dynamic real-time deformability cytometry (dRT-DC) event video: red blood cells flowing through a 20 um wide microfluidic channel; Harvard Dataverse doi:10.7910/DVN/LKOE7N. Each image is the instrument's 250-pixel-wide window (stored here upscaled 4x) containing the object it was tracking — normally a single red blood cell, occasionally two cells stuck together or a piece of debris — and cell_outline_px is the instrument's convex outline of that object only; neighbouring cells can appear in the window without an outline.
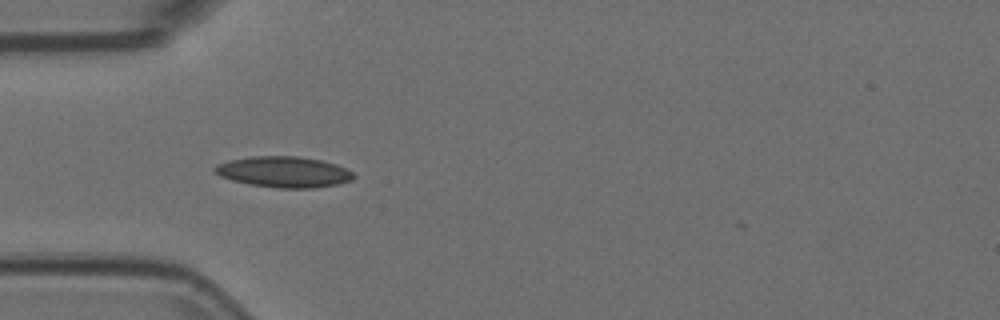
{"species": "Egyptian fruit bat (a non-hibernating species)", "species_latin": "Rousettus aegyptiacus", "temperature_condition": "room temperature", "stored_images_in_passage": 39, "camera_frame_rate_fps": 3000, "um_per_image_px": 0.085, "animal": {"sex": "female"}, "frame": {"image": 1, "passage_image": 1, "time_ms": 0.0, "image_size_px": [1000, 320], "cell_outline_px": [[356, 176], [352, 180], [336, 184], [316, 188], [276, 188], [248, 184], [232, 180], [220, 176], [212, 172], [212, 168], [216, 164], [228, 160], [252, 156], [296, 156], [320, 160], [336, 164], [352, 172]], "centroid_in_image_um": [24.07, 14.61], "position_along_channel_um": 60.9, "area_um2": 25.14}}
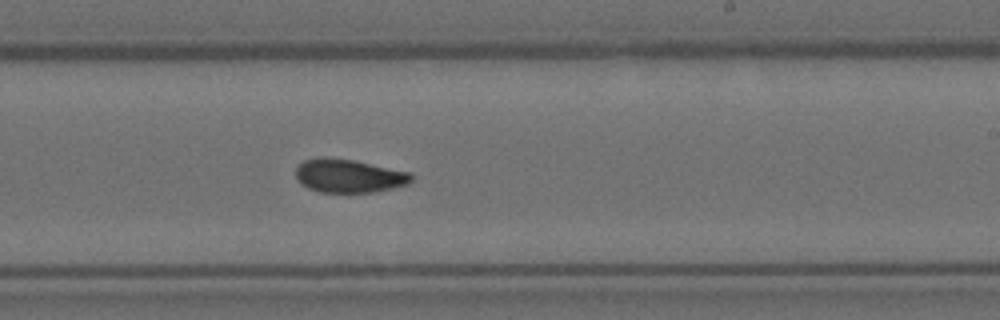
{"frame": {"image": 2, "passage_image": 17, "time_ms": 5.333, "image_size_px": [1000, 320], "cell_outline_px": [[412, 180], [408, 184], [376, 192], [320, 192], [308, 188], [300, 184], [296, 176], [296, 168], [304, 160], [320, 156], [324, 156], [352, 160], [412, 172]], "centroid_in_image_um": [29.64, 14.94], "position_along_channel_um": 259.4, "area_um2": 22.66}}
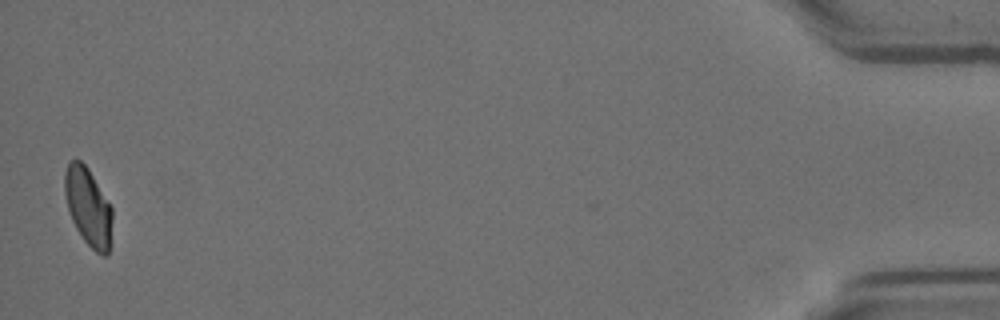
{"frame": {"image": 3, "passage_image": 38, "time_ms": 12.333, "image_size_px": [1000, 320], "cell_outline_px": [[112, 220], [108, 256], [104, 256], [96, 252], [84, 240], [76, 228], [72, 220], [68, 208], [64, 192], [64, 172], [68, 164], [72, 160], [80, 160], [88, 168], [112, 208]], "centroid_in_image_um": [7.49, 17.58], "position_along_channel_um": 427.7, "area_um2": 21.39}, "authors_computed_cell_mechanics": {"area_um2": 22.4842, "velocity_mm_per_s": 3.7462, "shape_relaxation_time_tau1_ms": 5.0429, "shape_relaxation_time_tau2_ms": 2.1755, "deformation_change_tau1": 0.1318, "deformation_change_tau2": 0.0609}}